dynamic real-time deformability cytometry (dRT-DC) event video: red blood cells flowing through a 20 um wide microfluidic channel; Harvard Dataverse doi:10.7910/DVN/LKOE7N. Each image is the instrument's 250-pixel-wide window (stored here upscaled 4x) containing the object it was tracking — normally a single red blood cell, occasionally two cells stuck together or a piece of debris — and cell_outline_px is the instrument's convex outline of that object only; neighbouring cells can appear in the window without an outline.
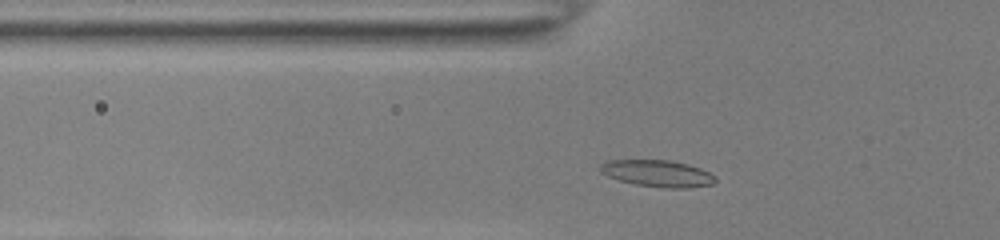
{"species": "common noctule bat (a hibernating species)", "species_latin": "Nyctalus noctula", "temperature_condition": "room temperature", "stored_images_in_passage": 31, "camera_frame_rate_fps": 3000, "um_per_image_px": 0.085, "animal": {"sex": "female", "body_mass_g": 22.0, "forearm_length_mm": 56.7}, "frame": {"image": 1, "passage_image": 3, "time_ms": 0.667, "image_size_px": [1000, 240], "cell_outline_px": [[716, 180], [712, 184], [688, 188], [668, 188], [636, 184], [620, 180], [608, 176], [600, 172], [600, 164], [608, 160], [668, 160], [688, 164], [700, 168], [716, 176]], "centroid_in_image_um": [55.9, 14.74], "position_along_channel_um": 69.9, "area_um2": 17.8}}
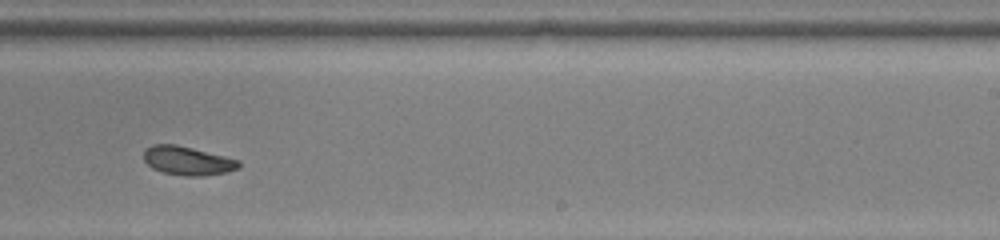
{"frame": {"image": 2, "passage_image": 19, "time_ms": 6.0, "image_size_px": [1000, 240], "cell_outline_px": [[240, 168], [228, 172], [204, 176], [184, 176], [164, 172], [152, 168], [144, 160], [144, 152], [152, 144], [176, 144], [240, 160]], "centroid_in_image_um": [15.97, 13.67], "position_along_channel_um": 273.0, "area_um2": 15.9}}
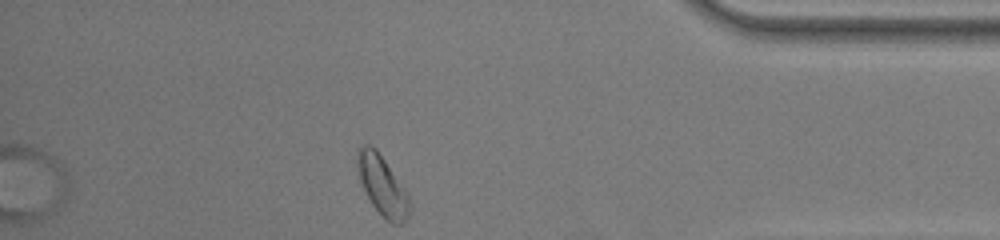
{"frame": {"image": 3, "passage_image": 31, "time_ms": 10.0, "image_size_px": [1000, 240], "cell_outline_px": [[412, 208], [408, 216], [400, 224], [392, 224], [384, 220], [372, 204], [360, 180], [356, 164], [356, 156], [360, 148], [364, 144], [372, 144], [376, 148], [408, 192], [412, 204]], "centroid_in_image_um": [32.53, 15.79], "position_along_channel_um": 402.7, "area_um2": 18.44}, "authors_computed_cell_mechanics": {"area_um2": 16.1262, "velocity_mm_per_s": 3.8637, "shape_relaxation_time_tau1_ms": 3.8276, "shape_relaxation_time_tau2_ms": null, "deformation_change_tau1": 0.1216, "deformation_change_tau2": null}}